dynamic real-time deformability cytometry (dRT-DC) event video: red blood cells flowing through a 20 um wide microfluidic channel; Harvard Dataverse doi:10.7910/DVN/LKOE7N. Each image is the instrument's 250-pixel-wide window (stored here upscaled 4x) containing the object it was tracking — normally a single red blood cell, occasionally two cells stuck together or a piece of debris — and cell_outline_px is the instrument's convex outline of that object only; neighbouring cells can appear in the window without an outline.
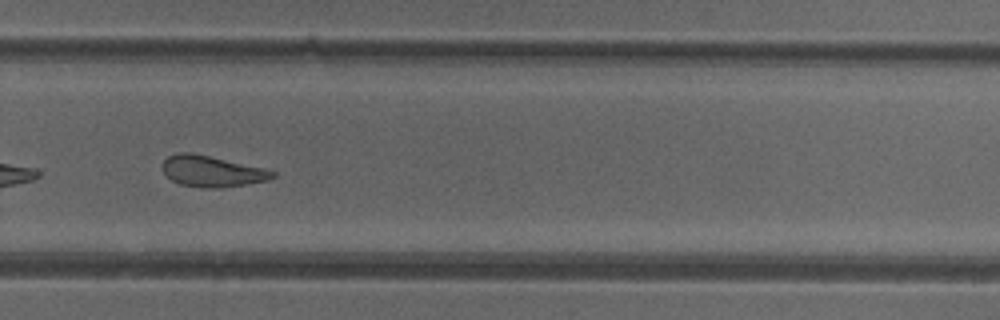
{"species": "common noctule bat (a hibernating species)", "species_latin": "Nyctalus noctula", "temperature_condition": "cold", "stored_images_in_passage": 48, "camera_frame_rate_fps": 3000, "um_per_image_px": 0.085, "animal": {"sex": "female"}, "frame": {"image": 1, "passage_image": 35, "time_ms": 11.333, "image_size_px": [1000, 320], "cell_outline_px": [[276, 176], [268, 180], [220, 188], [204, 188], [180, 184], [172, 180], [164, 172], [160, 164], [168, 156], [176, 152], [192, 152], [264, 168], [276, 172]], "centroid_in_image_um": [17.98, 14.55], "position_along_channel_um": 311.8, "area_um2": 19.94}, "authors_computed_cell_mechanics": {"area_um2": 21.5305, "velocity_mm_per_s": 3.9181, "shape_relaxation_time_tau1_ms": null, "shape_relaxation_time_tau2_ms": 2.8161, "deformation_change_tau1": null, "deformation_change_tau2": 0.1129}}